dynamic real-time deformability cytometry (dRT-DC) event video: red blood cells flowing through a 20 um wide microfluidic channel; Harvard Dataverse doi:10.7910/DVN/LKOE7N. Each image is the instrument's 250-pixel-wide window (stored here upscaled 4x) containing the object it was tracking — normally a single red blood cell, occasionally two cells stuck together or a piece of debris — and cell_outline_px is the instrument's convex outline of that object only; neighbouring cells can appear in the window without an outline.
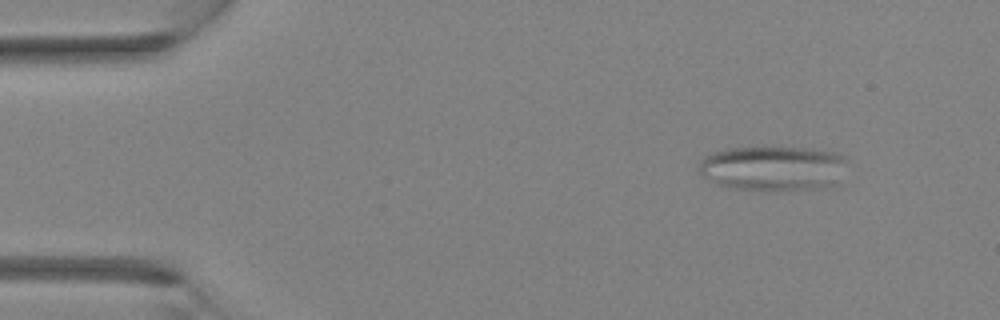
{"species": "Egyptian fruit bat (a non-hibernating species)", "species_latin": "Rousettus aegyptiacus", "temperature_condition": "room temperature", "stored_images_in_passage": 3, "camera_frame_rate_fps": 3000, "um_per_image_px": 0.085, "animal": {"sex": "female"}, "frame": {"image": 1, "passage_image": 1, "time_ms": 0.0, "image_size_px": [1000, 320], "cell_outline_px": [[848, 160], [832, 184], [816, 188], [728, 188], [716, 184], [708, 180], [696, 168], [700, 160], [704, 156], [728, 148], [764, 144], [812, 148], [836, 152], [844, 156]], "centroid_in_image_um": [65.62, 14.2], "position_along_channel_um": 19.4, "area_um2": 38.9}}
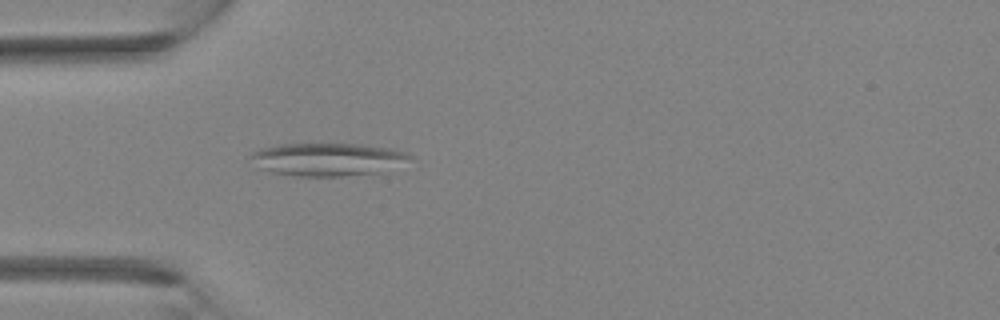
{"frame": {"image": 2, "passage_image": 3, "time_ms": 2.333, "image_size_px": [1000, 320], "cell_outline_px": [[412, 156], [380, 172], [340, 176], [296, 176], [272, 172], [256, 168], [248, 156], [252, 152], [260, 148], [280, 144], [360, 144], [392, 148], [408, 152]], "centroid_in_image_um": [27.73, 13.53], "position_along_channel_um": 57.3, "area_um2": 30.35}}